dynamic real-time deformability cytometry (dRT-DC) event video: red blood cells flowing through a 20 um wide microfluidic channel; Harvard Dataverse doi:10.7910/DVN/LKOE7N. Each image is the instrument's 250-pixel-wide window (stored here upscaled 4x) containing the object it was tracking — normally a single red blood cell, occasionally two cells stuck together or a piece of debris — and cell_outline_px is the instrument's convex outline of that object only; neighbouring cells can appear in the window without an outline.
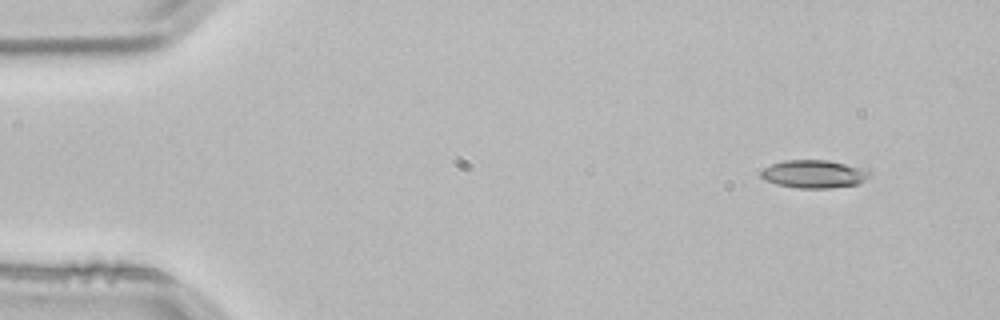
{"species": "common noctule bat (a hibernating species)", "species_latin": "Nyctalus noctula", "temperature_condition": "room temperature", "stored_images_in_passage": 3, "segment_of_instrument_passage": [2, 2], "camera_frame_rate_fps": 3000, "um_per_image_px": 0.085, "animal": {"sex": "male", "body_mass_g": 21.5, "forearm_length_mm": 52.0}, "frame": {"image": 1, "passage_image": 3, "time_ms": 0.667, "image_size_px": [1000, 320], "cell_outline_px": [[872, 176], [856, 184], [832, 188], [796, 188], [776, 184], [764, 180], [760, 176], [760, 172], [764, 168], [772, 164], [784, 160], [828, 160], [868, 168], [872, 172]], "centroid_in_image_um": [69.23, 14.79], "position_along_channel_um": 15.8, "area_um2": 18.03}}